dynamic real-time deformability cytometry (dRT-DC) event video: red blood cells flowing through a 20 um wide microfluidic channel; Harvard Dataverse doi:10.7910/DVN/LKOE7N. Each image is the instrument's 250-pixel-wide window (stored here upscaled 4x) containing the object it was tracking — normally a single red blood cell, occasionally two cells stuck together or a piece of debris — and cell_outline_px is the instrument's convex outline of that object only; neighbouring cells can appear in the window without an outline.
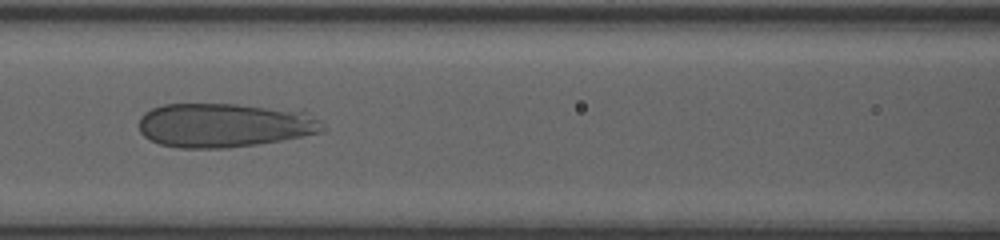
{"species": "human", "species_latin": "Homo sapiens", "temperature_condition": "room temperature", "stored_images_in_passage": 49, "camera_frame_rate_fps": 3000, "um_per_image_px": 0.085, "donor": {"sex": "female"}, "frame": {"image": 1, "passage_image": 22, "time_ms": 7.0, "image_size_px": [1000, 240], "cell_outline_px": [[328, 128], [320, 132], [280, 140], [256, 144], [228, 148], [180, 148], [160, 144], [144, 136], [140, 132], [140, 116], [144, 112], [152, 108], [164, 104], [236, 104], [304, 112], [320, 120]], "centroid_in_image_um": [19.03, 10.64], "position_along_channel_um": 147.6, "area_um2": 46.88}}
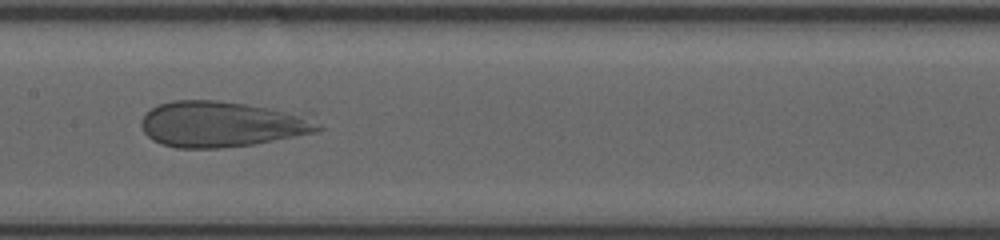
{"frame": {"image": 2, "passage_image": 25, "time_ms": 8.0, "image_size_px": [1000, 240], "cell_outline_px": [[324, 128], [316, 132], [252, 144], [220, 148], [176, 148], [160, 144], [152, 140], [144, 132], [140, 124], [144, 116], [152, 108], [160, 104], [172, 100], [216, 100], [312, 112]], "centroid_in_image_um": [18.99, 10.53], "position_along_channel_um": 188.4, "area_um2": 48.15}}
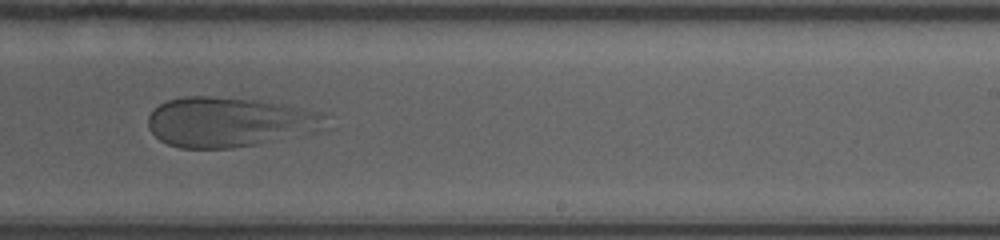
{"frame": {"image": 3, "passage_image": 31, "time_ms": 10.0, "image_size_px": [1000, 240], "cell_outline_px": [[320, 116], [316, 128], [256, 144], [232, 148], [180, 148], [168, 144], [160, 140], [148, 128], [148, 116], [160, 104], [168, 100], [184, 96], [208, 96], [256, 100], [276, 104], [292, 108]], "centroid_in_image_um": [19.14, 10.37], "position_along_channel_um": 269.9, "area_um2": 48.84}}